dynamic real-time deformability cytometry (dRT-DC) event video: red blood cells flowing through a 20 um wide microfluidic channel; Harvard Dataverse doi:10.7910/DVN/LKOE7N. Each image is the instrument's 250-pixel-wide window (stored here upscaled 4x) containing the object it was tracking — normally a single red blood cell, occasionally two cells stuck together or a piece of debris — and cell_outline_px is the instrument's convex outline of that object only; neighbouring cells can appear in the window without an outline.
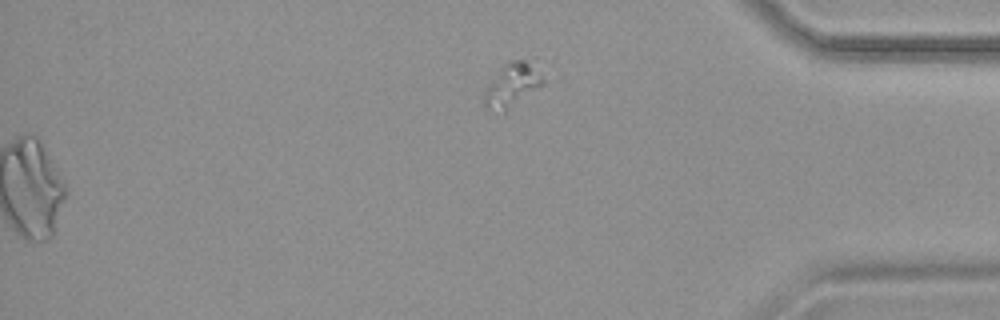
{"species": "common noctule bat (a hibernating species)", "species_latin": "Nyctalus noctula", "temperature_condition": "warm", "stored_images_in_passage": 43, "segment_of_instrument_passage": [2, 2], "camera_frame_rate_fps": 3000, "um_per_image_px": 0.085, "animal": {"sex": "female", "body_mass_g": 19.9}, "frame": {"image": 1, "passage_image": 43, "time_ms": 14.0, "image_size_px": [1000, 320], "cell_outline_px": [[544, 84], [504, 112], [488, 108], [484, 104], [484, 92], [504, 64], [508, 60], [528, 60], [544, 80]], "centroid_in_image_um": [43.53, 7.23], "position_along_channel_um": 391.7, "area_um2": 14.28}}